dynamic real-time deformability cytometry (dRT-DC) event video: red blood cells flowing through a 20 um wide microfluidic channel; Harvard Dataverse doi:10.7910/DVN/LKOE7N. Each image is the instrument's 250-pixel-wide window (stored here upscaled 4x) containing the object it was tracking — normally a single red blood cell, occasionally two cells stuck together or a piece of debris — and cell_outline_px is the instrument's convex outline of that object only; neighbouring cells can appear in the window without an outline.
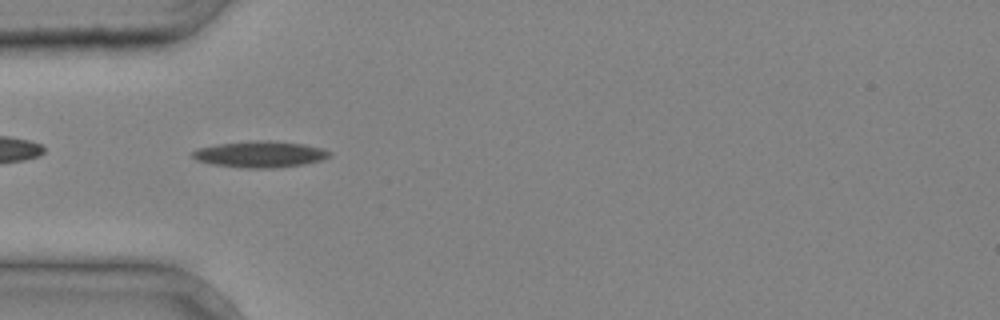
{"species": "common noctule bat (a hibernating species)", "species_latin": "Nyctalus noctula", "temperature_condition": "cold", "stored_images_in_passage": 39, "camera_frame_rate_fps": 3000, "um_per_image_px": 0.085, "animal": {"sex": "male", "body_mass_g": 20.4}, "frame": {"image": 1, "passage_image": 12, "time_ms": 3.667, "image_size_px": [1000, 320], "cell_outline_px": [[332, 156], [320, 160], [304, 164], [276, 168], [240, 168], [212, 164], [196, 160], [192, 156], [192, 152], [196, 148], [216, 144], [248, 140], [268, 140], [304, 144], [324, 148], [332, 152]], "centroid_in_image_um": [22.1, 13.1], "position_along_channel_um": 62.9, "area_um2": 21.39}}
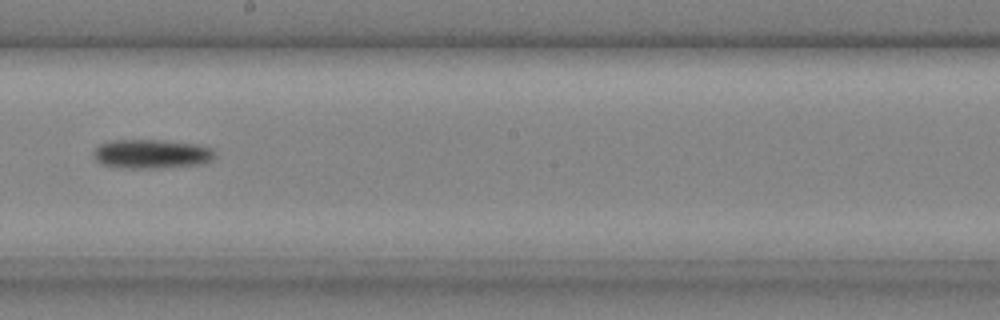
{"frame": {"image": 2, "passage_image": 23, "time_ms": 7.333, "image_size_px": [1000, 320], "cell_outline_px": [[216, 156], [212, 160], [204, 164], [160, 168], [124, 168], [100, 164], [92, 156], [92, 152], [100, 144], [108, 140], [160, 140], [200, 144], [212, 148], [216, 152]], "centroid_in_image_um": [12.9, 13.08], "position_along_channel_um": 235.3, "area_um2": 21.04}}
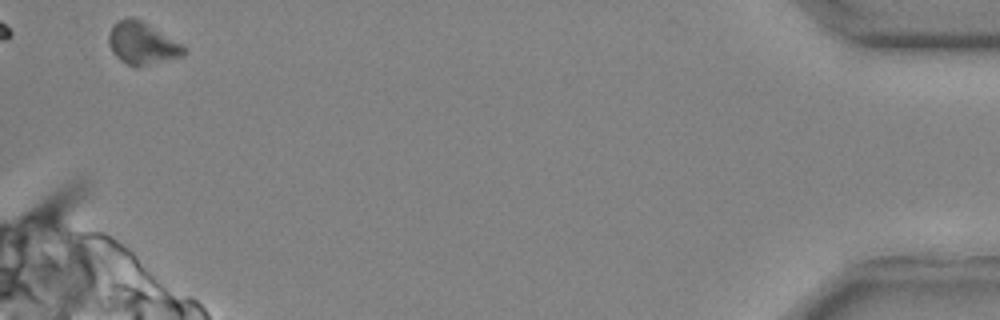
{"frame": {"image": 3, "passage_image": 39, "time_ms": 12.667, "image_size_px": [1000, 320], "cell_outline_px": [[188, 52], [184, 56], [136, 68], [120, 60], [112, 52], [108, 44], [108, 36], [112, 28], [120, 20], [140, 20], [180, 44]], "centroid_in_image_um": [12.08, 3.76], "position_along_channel_um": 423.1, "area_um2": 17.86}}